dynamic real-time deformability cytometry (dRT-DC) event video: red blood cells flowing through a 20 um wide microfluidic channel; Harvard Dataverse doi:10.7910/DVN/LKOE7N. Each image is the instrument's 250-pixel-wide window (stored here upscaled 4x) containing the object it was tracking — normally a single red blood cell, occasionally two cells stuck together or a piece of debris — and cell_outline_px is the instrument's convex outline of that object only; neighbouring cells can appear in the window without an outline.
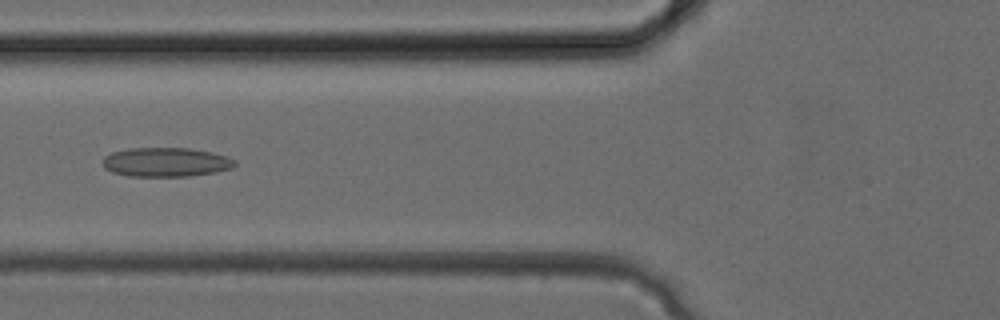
{"species": "common noctule bat (a hibernating species)", "species_latin": "Nyctalus noctula", "temperature_condition": "cold", "stored_images_in_passage": 33, "camera_frame_rate_fps": 3000, "um_per_image_px": 0.085, "animal": {"sex": "female", "body_mass_g": 24.6, "forearm_length_mm": 56.2}, "frame": {"image": 1, "passage_image": 13, "time_ms": 4.0, "image_size_px": [1000, 320], "cell_outline_px": [[236, 164], [232, 168], [192, 176], [128, 176], [112, 172], [104, 168], [100, 160], [104, 156], [112, 152], [132, 148], [188, 148], [212, 152], [228, 156], [236, 160]], "centroid_in_image_um": [14.08, 13.78], "position_along_channel_um": 111.7, "area_um2": 22.6}}
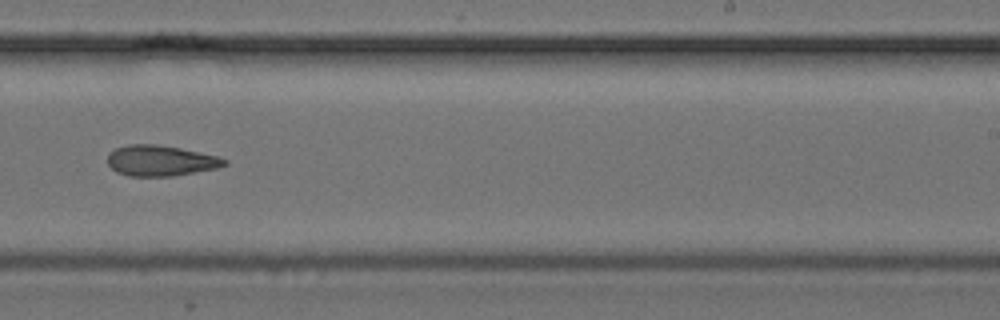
{"frame": {"image": 2, "passage_image": 21, "time_ms": 6.667, "image_size_px": [1000, 320], "cell_outline_px": [[228, 164], [216, 168], [172, 176], [128, 176], [116, 172], [108, 164], [108, 152], [116, 148], [128, 144], [156, 144], [180, 148], [216, 156], [228, 160]], "centroid_in_image_um": [13.61, 13.65], "position_along_channel_um": 275.4, "area_um2": 20.81}}
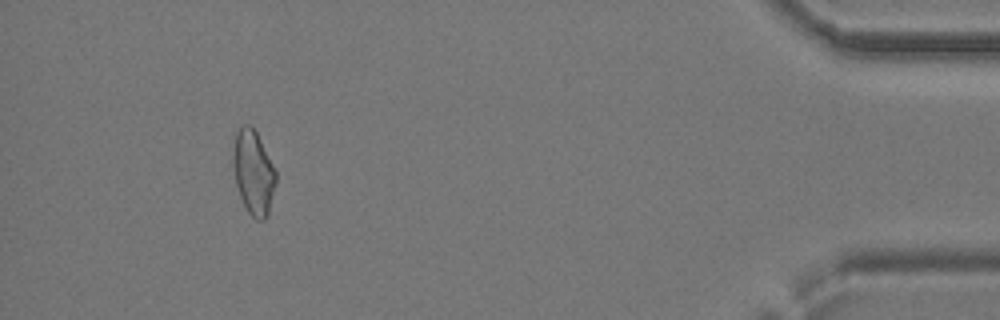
{"frame": {"image": 3, "passage_image": 31, "time_ms": 10.0, "image_size_px": [1000, 320], "cell_outline_px": [[276, 184], [268, 216], [264, 220], [256, 220], [248, 212], [240, 196], [236, 184], [232, 164], [232, 152], [236, 132], [244, 124], [248, 124], [256, 132], [276, 172]], "centroid_in_image_um": [21.53, 14.69], "position_along_channel_um": 413.7, "area_um2": 20.92}}